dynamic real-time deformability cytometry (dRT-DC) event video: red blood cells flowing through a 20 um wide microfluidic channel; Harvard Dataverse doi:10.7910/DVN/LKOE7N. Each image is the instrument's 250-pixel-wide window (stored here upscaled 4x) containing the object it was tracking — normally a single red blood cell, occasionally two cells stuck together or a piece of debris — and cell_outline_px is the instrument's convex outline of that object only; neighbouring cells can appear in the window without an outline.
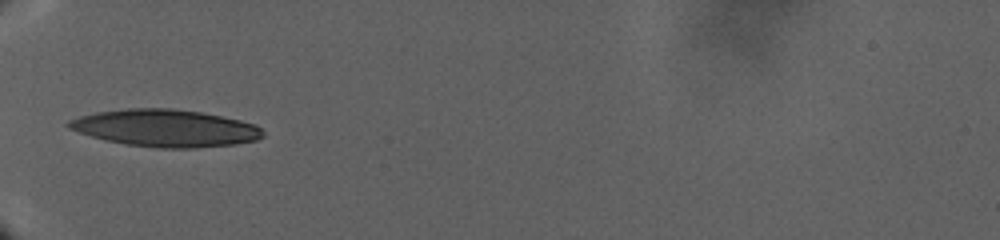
{"species": "human", "species_latin": "Homo sapiens", "temperature_condition": "warm", "stored_images_in_passage": 61, "camera_frame_rate_fps": 3000, "um_per_image_px": 0.085, "donor": {"sex": "male"}, "frame": {"image": 1, "passage_image": 1, "time_ms": 0.0, "image_size_px": [1000, 240], "cell_outline_px": [[264, 136], [256, 140], [236, 144], [196, 148], [156, 148], [124, 144], [92, 136], [68, 128], [64, 124], [68, 120], [80, 116], [96, 112], [124, 108], [172, 108], [200, 112], [240, 120], [256, 124], [264, 132]], "centroid_in_image_um": [14.06, 10.89], "position_along_channel_um": 70.9, "area_um2": 42.19}}
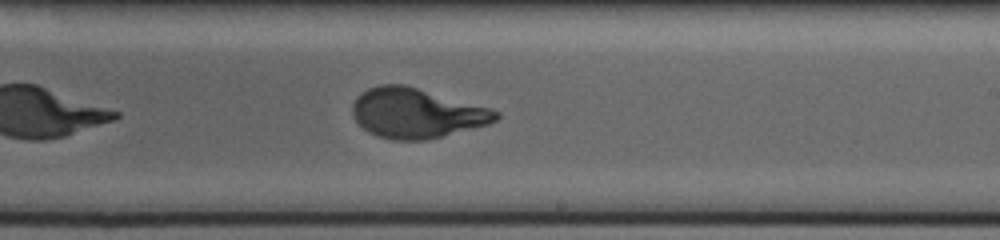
{"frame": {"image": 2, "passage_image": 27, "time_ms": 13.0, "image_size_px": [1000, 240], "cell_outline_px": [[500, 116], [496, 120], [488, 124], [428, 140], [392, 140], [376, 136], [368, 132], [352, 116], [352, 104], [356, 96], [368, 88], [380, 84], [404, 84], [492, 108], [500, 112]], "centroid_in_image_um": [35.39, 9.61], "position_along_channel_um": 253.6, "area_um2": 41.85}}
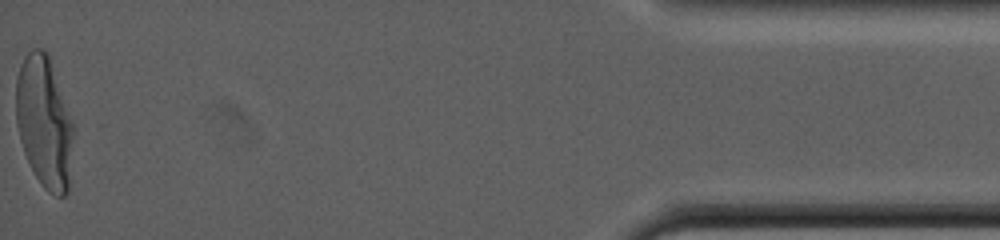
{"frame": {"image": 3, "passage_image": 61, "time_ms": 30.0, "image_size_px": [1000, 240], "cell_outline_px": [[72, 136], [68, 192], [64, 196], [56, 196], [48, 192], [40, 184], [24, 152], [20, 140], [16, 124], [16, 76], [20, 64], [24, 56], [32, 48], [44, 48], [48, 52], [72, 120]], "centroid_in_image_um": [3.73, 10.33], "position_along_channel_um": 431.5, "area_um2": 43.93}}